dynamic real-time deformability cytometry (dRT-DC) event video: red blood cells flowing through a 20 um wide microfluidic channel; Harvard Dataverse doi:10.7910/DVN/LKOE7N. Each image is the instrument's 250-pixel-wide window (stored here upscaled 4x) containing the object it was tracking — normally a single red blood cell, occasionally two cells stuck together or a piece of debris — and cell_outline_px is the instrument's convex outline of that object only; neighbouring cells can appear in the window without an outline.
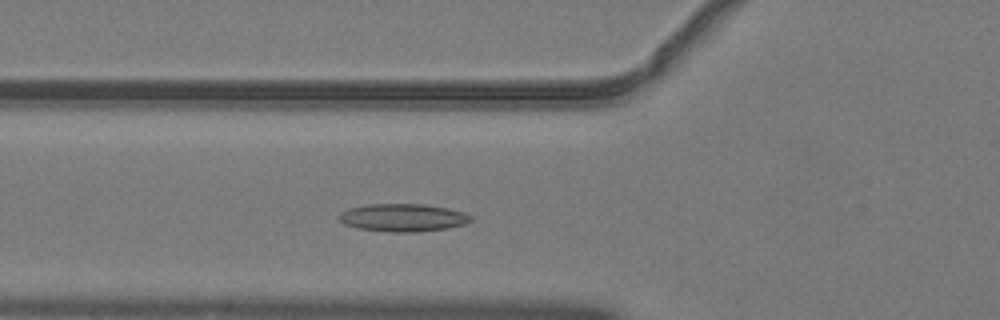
{"species": "common noctule bat (a hibernating species)", "species_latin": "Nyctalus noctula", "temperature_condition": "warm", "stored_images_in_passage": 43, "camera_frame_rate_fps": 3000, "um_per_image_px": 0.085, "animal": {"sex": "male", "body_mass_g": 19.2, "forearm_length_mm": 51.8}, "frame": {"image": 1, "passage_image": 11, "time_ms": 3.333, "image_size_px": [1000, 320], "cell_outline_px": [[472, 220], [464, 224], [448, 228], [412, 232], [392, 232], [360, 228], [344, 224], [340, 220], [340, 212], [348, 208], [368, 204], [424, 204], [448, 208], [464, 212], [472, 216]], "centroid_in_image_um": [34.27, 18.49], "position_along_channel_um": 91.5, "area_um2": 21.21}}
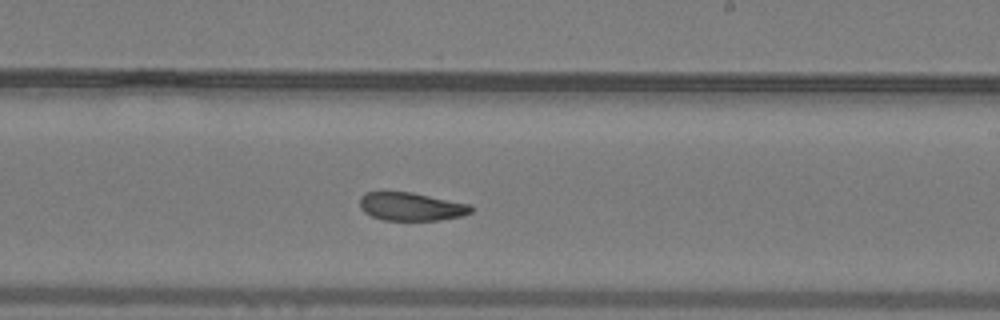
{"frame": {"image": 2, "passage_image": 23, "time_ms": 7.333, "image_size_px": [1000, 320], "cell_outline_px": [[472, 212], [460, 216], [440, 220], [384, 220], [372, 216], [364, 212], [360, 208], [360, 196], [368, 192], [412, 192], [468, 204], [472, 208]], "centroid_in_image_um": [34.92, 17.56], "position_along_channel_um": 254.1, "area_um2": 18.09}}
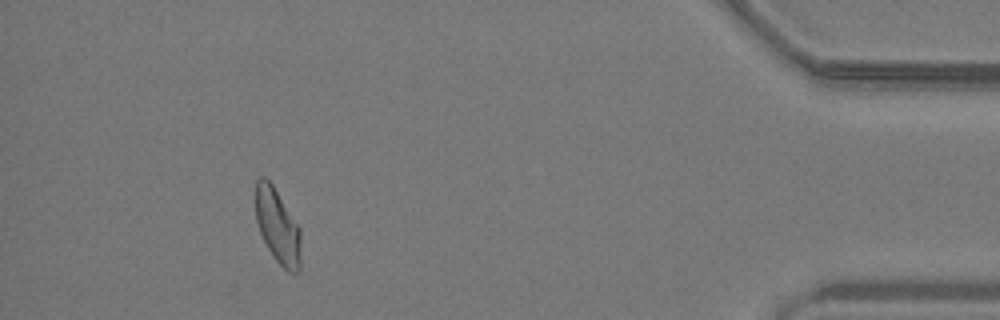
{"frame": {"image": 3, "passage_image": 39, "time_ms": 12.667, "image_size_px": [1000, 320], "cell_outline_px": [[300, 272], [288, 272], [276, 260], [268, 248], [260, 232], [256, 220], [256, 180], [260, 176], [264, 176], [272, 184], [300, 228]], "centroid_in_image_um": [23.6, 19.23], "position_along_channel_um": 411.6, "area_um2": 19.42}, "authors_computed_cell_mechanics": {"area_um2": 19.7098, "velocity_mm_per_s": 4.0582, "shape_relaxation_time_tau1_ms": 10.2153, "shape_relaxation_time_tau2_ms": 4.4603, "deformation_change_tau1": 0.2349, "deformation_change_tau2": 0.1277}}